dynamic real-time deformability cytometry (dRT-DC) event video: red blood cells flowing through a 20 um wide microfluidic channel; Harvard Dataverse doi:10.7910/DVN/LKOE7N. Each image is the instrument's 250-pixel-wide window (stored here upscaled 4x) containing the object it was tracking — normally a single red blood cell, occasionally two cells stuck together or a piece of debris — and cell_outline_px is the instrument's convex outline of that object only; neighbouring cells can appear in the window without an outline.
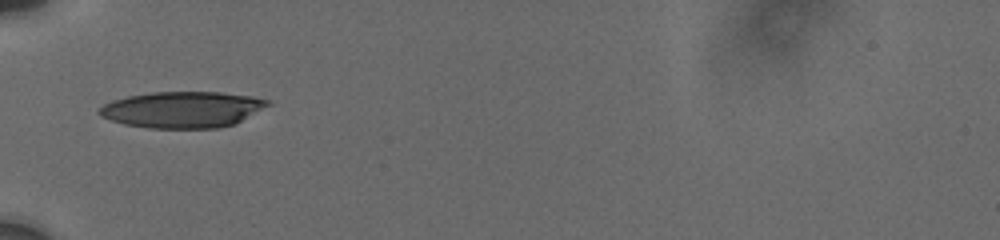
{"species": "human", "species_latin": "Homo sapiens", "temperature_condition": "cold", "stored_images_in_passage": 15, "camera_frame_rate_fps": 3000, "um_per_image_px": 0.085, "donor": {"sex": "male"}, "frame": {"image": 1, "passage_image": 1, "time_ms": 0.0, "image_size_px": [1000, 240], "cell_outline_px": [[272, 104], [236, 124], [216, 128], [148, 128], [124, 124], [100, 116], [96, 112], [104, 104], [112, 100], [128, 96], [152, 92], [220, 92], [252, 96], [268, 100]], "centroid_in_image_um": [15.52, 9.31], "position_along_channel_um": 69.5, "area_um2": 35.72}}
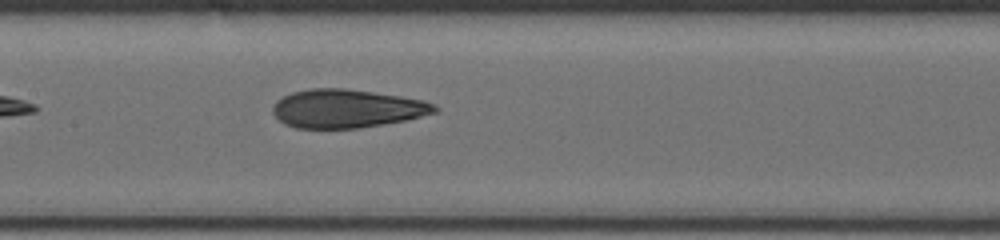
{"frame": {"image": 2, "passage_image": 7, "time_ms": 3.0, "image_size_px": [1000, 240], "cell_outline_px": [[440, 108], [436, 112], [404, 120], [384, 124], [360, 128], [296, 128], [284, 124], [272, 112], [272, 108], [276, 100], [292, 92], [312, 88], [344, 88], [400, 96], [420, 100], [432, 104]], "centroid_in_image_um": [29.43, 9.23], "position_along_channel_um": 178.0, "area_um2": 36.01}}
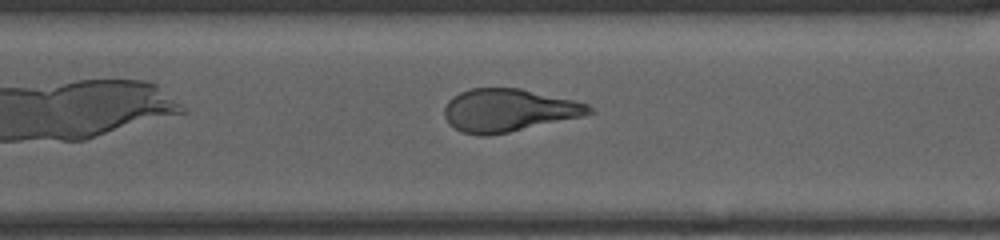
{"frame": {"image": 3, "passage_image": 15, "time_ms": 7.0, "image_size_px": [1000, 240], "cell_outline_px": [[596, 112], [584, 116], [508, 132], [488, 136], [480, 136], [460, 132], [448, 124], [444, 116], [444, 108], [448, 100], [452, 96], [460, 92], [472, 88], [520, 88], [572, 100], [588, 104]], "centroid_in_image_um": [43.19, 9.38], "position_along_channel_um": 327.4, "area_um2": 36.18}}